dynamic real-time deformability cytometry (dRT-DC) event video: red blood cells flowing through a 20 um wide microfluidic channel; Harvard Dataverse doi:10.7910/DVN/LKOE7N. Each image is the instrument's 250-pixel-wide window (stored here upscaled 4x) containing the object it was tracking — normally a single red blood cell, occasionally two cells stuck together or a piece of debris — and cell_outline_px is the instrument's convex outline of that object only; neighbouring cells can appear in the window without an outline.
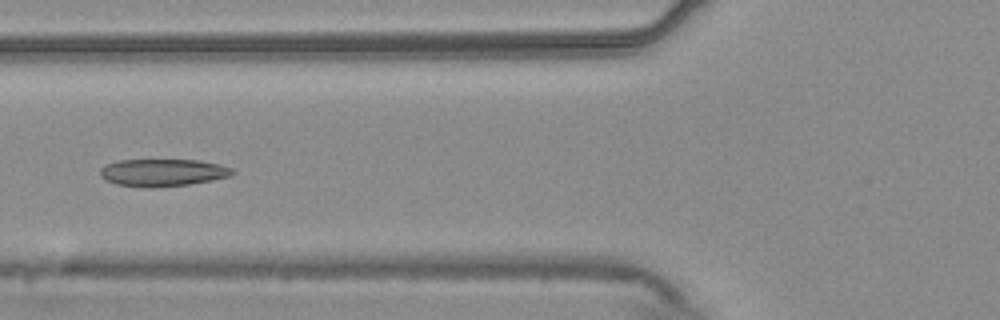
{"species": "common noctule bat (a hibernating species)", "species_latin": "Nyctalus noctula", "temperature_condition": "warm", "stored_images_in_passage": 40, "camera_frame_rate_fps": 3000, "um_per_image_px": 0.085, "animal": {"sex": "male", "body_mass_g": 20.4}, "frame": {"image": 1, "passage_image": 7, "time_ms": 2.0, "image_size_px": [1000, 320], "cell_outline_px": [[236, 172], [232, 176], [212, 180], [188, 184], [144, 188], [116, 184], [104, 180], [100, 176], [100, 168], [104, 164], [116, 160], [200, 160], [220, 164], [232, 168]], "centroid_in_image_um": [13.81, 14.66], "position_along_channel_um": 112.0, "area_um2": 21.33}}
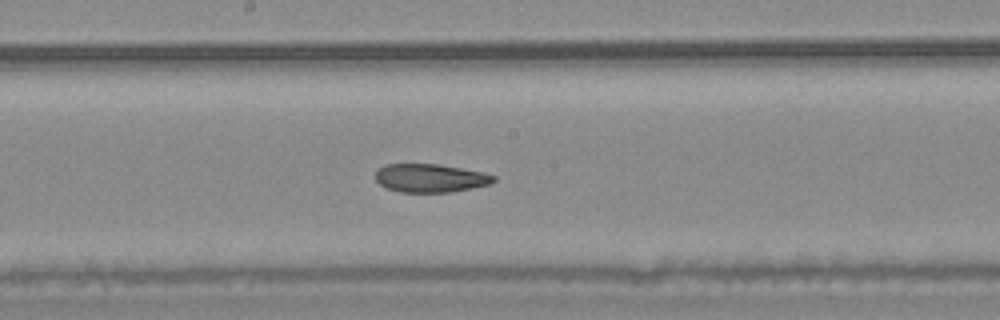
{"frame": {"image": 2, "passage_image": 15, "time_ms": 4.667, "image_size_px": [1000, 320], "cell_outline_px": [[496, 180], [488, 184], [472, 188], [452, 192], [400, 192], [384, 188], [376, 180], [376, 168], [384, 164], [436, 164], [484, 172], [496, 176]], "centroid_in_image_um": [36.54, 15.14], "position_along_channel_um": 211.7, "area_um2": 19.65}}
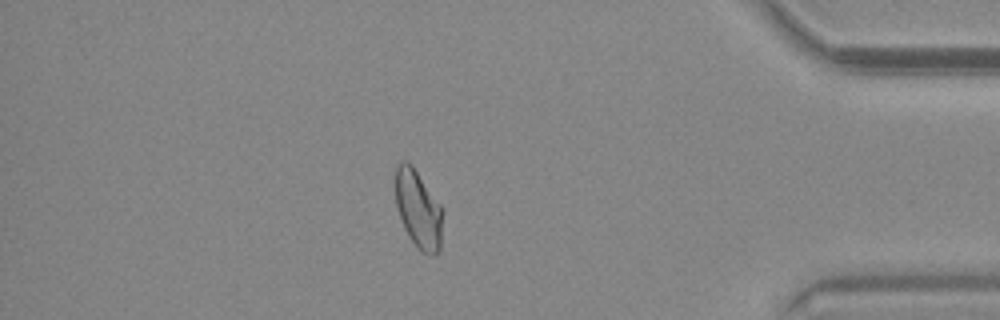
{"frame": {"image": 3, "passage_image": 33, "time_ms": 10.667, "image_size_px": [1000, 320], "cell_outline_px": [[444, 212], [440, 252], [436, 256], [420, 252], [404, 228], [396, 204], [396, 164], [400, 160], [404, 160], [412, 164], [444, 208]], "centroid_in_image_um": [35.6, 17.79], "position_along_channel_um": 399.6, "area_um2": 21.96}, "authors_computed_cell_mechanics": {"area_um2": 21.2415, "velocity_mm_per_s": 3.7415, "shape_relaxation_time_tau1_ms": 8.9148, "shape_relaxation_time_tau2_ms": 4.6148, "deformation_change_tau1": 0.1682, "deformation_change_tau2": 0.0803}}